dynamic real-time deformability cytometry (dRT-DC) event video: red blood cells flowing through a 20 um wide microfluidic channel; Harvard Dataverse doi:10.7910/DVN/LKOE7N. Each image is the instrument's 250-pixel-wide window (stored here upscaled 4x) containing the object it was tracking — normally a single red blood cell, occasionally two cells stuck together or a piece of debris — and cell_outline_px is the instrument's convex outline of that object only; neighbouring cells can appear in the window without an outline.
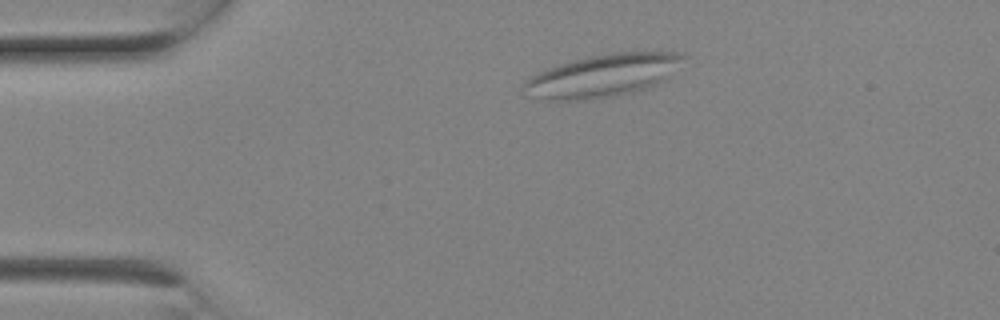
{"species": "Egyptian fruit bat (a non-hibernating species)", "species_latin": "Rousettus aegyptiacus", "temperature_condition": "room temperature", "stored_images_in_passage": 1, "camera_frame_rate_fps": 3000, "um_per_image_px": 0.085, "animal": {"sex": "female"}, "frame": {"image": 1, "passage_image": 1, "time_ms": 0.0, "image_size_px": [1000, 320], "cell_outline_px": [[684, 56], [664, 80], [656, 84], [632, 92], [612, 96], [588, 100], [544, 100], [528, 96], [520, 88], [520, 84], [524, 80], [548, 68], [572, 60], [588, 56], [612, 52], [676, 52]], "centroid_in_image_um": [51.1, 6.44], "position_along_channel_um": 33.9, "area_um2": 39.3}}